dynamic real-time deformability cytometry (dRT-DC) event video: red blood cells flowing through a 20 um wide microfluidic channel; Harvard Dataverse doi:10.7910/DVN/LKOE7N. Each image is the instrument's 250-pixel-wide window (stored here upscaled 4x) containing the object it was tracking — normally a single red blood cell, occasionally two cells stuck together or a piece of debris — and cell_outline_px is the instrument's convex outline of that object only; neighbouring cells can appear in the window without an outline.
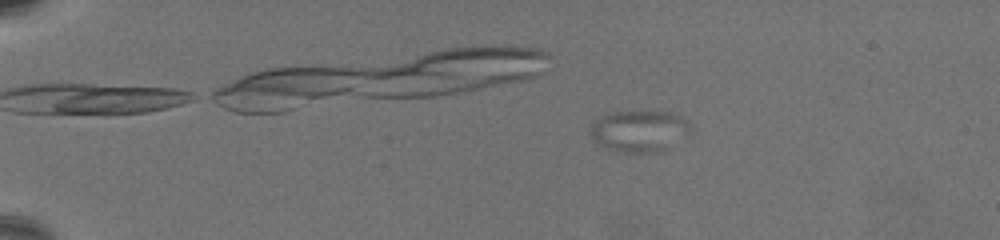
{"species": "common noctule bat (a hibernating species)", "species_latin": "Nyctalus noctula", "temperature_condition": "warm", "stored_images_in_passage": 73, "camera_frame_rate_fps": 3000, "um_per_image_px": 0.085, "animal": {"sex": "female", "body_mass_g": 19.5, "forearm_length_mm": 54.1}, "frame": {"image": 1, "passage_image": 17, "time_ms": 5.333, "image_size_px": [1000, 240], "cell_outline_px": [[692, 132], [664, 152], [616, 152], [604, 148], [596, 144], [592, 140], [588, 132], [592, 124], [604, 112], [668, 112], [680, 116], [688, 120], [692, 124]], "centroid_in_image_um": [54.33, 11.16], "position_along_channel_um": 30.7, "area_um2": 24.97}}
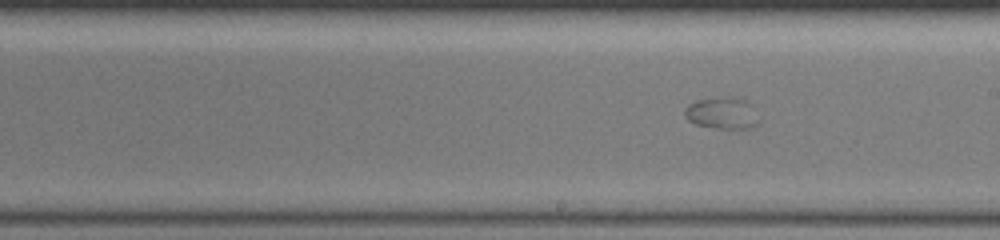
{"frame": {"image": 2, "passage_image": 46, "time_ms": 15.0, "image_size_px": [1000, 240], "cell_outline_px": [[760, 120], [756, 128], [716, 128], [696, 124], [688, 120], [684, 116], [684, 108], [688, 104], [696, 100], [744, 100]], "centroid_in_image_um": [61.33, 9.69], "position_along_channel_um": 227.7, "area_um2": 12.89}}
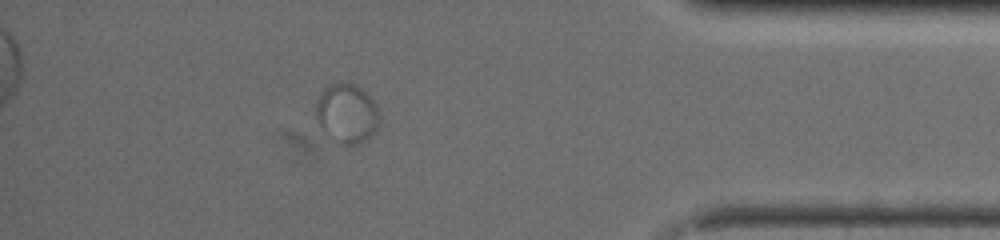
{"frame": {"image": 3, "passage_image": 66, "time_ms": 21.667, "image_size_px": [1000, 240], "cell_outline_px": [[380, 120], [376, 132], [368, 140], [360, 144], [336, 144], [328, 140], [320, 132], [316, 120], [316, 104], [320, 92], [324, 88], [332, 84], [356, 84], [376, 104], [380, 116]], "centroid_in_image_um": [29.45, 9.73], "position_along_channel_um": 405.7, "area_um2": 22.66}, "authors_computed_cell_mechanics": {"area_um2": 22.0796, "velocity_mm_per_s": 3.0879, "shape_relaxation_time_tau1_ms": 1.6586, "shape_relaxation_time_tau2_ms": null, "deformation_change_tau1": 0.0784, "deformation_change_tau2": null}}